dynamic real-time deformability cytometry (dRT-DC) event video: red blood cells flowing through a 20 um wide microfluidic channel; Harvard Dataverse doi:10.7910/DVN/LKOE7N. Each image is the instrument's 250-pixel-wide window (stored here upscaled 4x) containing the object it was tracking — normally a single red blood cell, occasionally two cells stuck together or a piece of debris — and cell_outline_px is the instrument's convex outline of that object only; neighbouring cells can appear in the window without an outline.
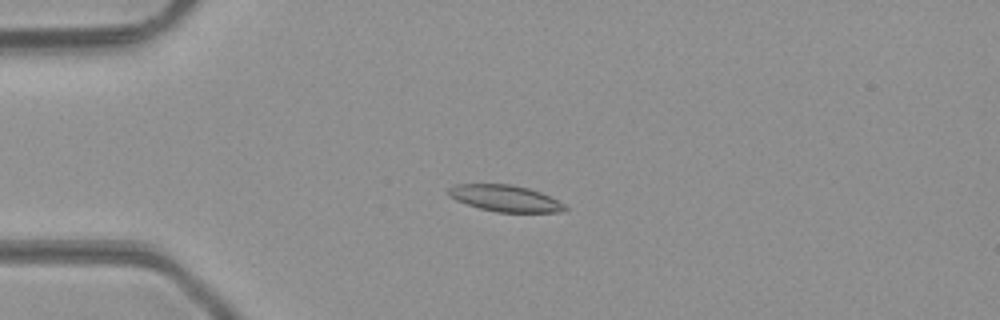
{"species": "common noctule bat (a hibernating species)", "species_latin": "Nyctalus noctula", "temperature_condition": "room temperature", "stored_images_in_passage": 37, "camera_frame_rate_fps": 3000, "um_per_image_px": 0.085, "animal": {"sex": "male", "body_mass_g": 23.1, "forearm_length_mm": 52.7}, "frame": {"image": 1, "passage_image": 1, "time_ms": 0.0, "image_size_px": [1000, 320], "cell_outline_px": [[568, 208], [560, 212], [496, 212], [480, 208], [456, 200], [448, 196], [448, 188], [456, 184], [512, 184], [528, 188], [540, 192], [564, 204]], "centroid_in_image_um": [42.91, 16.85], "position_along_channel_um": 42.1, "area_um2": 17.8}}
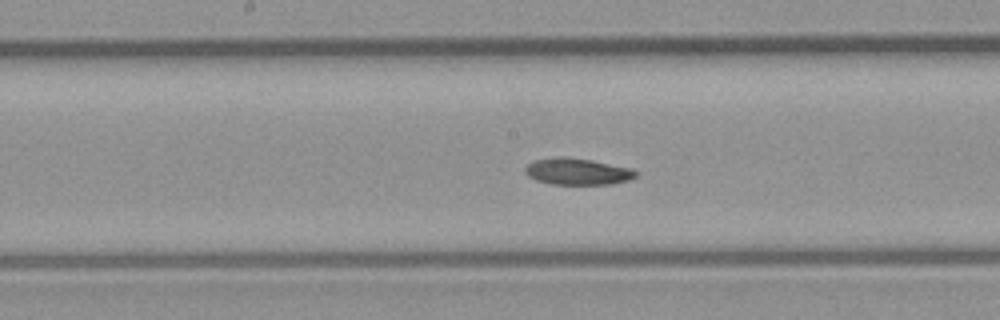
{"frame": {"image": 2, "passage_image": 14, "time_ms": 4.333, "image_size_px": [1000, 320], "cell_outline_px": [[636, 176], [628, 180], [612, 184], [552, 184], [536, 180], [528, 176], [524, 172], [524, 168], [532, 160], [560, 156], [592, 160], [632, 168], [636, 172]], "centroid_in_image_um": [49.05, 14.57], "position_along_channel_um": 199.2, "area_um2": 17.17}}
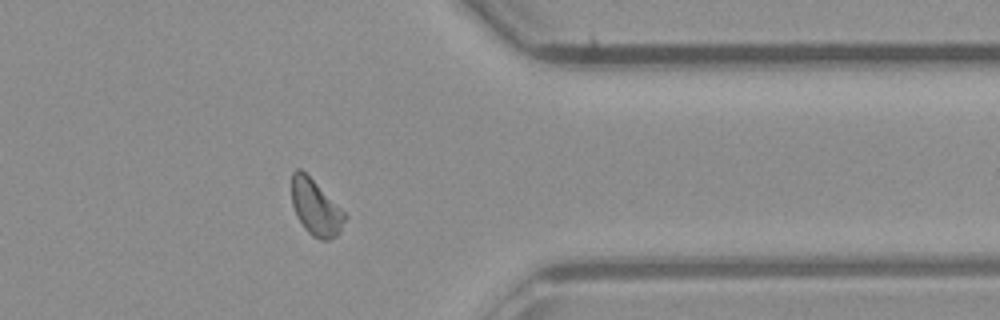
{"frame": {"image": 3, "passage_image": 28, "time_ms": 9.0, "image_size_px": [1000, 320], "cell_outline_px": [[348, 216], [340, 232], [336, 236], [328, 240], [320, 240], [312, 236], [304, 228], [296, 216], [292, 204], [292, 172], [296, 168], [300, 168]], "centroid_in_image_um": [26.82, 17.68], "position_along_channel_um": 384.6, "area_um2": 17.05}, "authors_computed_cell_mechanics": {"area_um2": 17.5134, "velocity_mm_per_s": 4.2461, "shape_relaxation_time_tau1_ms": 8.2687, "shape_relaxation_time_tau2_ms": 10.9775, "deformation_change_tau1": 0.1354, "deformation_change_tau2": 0.1857}}